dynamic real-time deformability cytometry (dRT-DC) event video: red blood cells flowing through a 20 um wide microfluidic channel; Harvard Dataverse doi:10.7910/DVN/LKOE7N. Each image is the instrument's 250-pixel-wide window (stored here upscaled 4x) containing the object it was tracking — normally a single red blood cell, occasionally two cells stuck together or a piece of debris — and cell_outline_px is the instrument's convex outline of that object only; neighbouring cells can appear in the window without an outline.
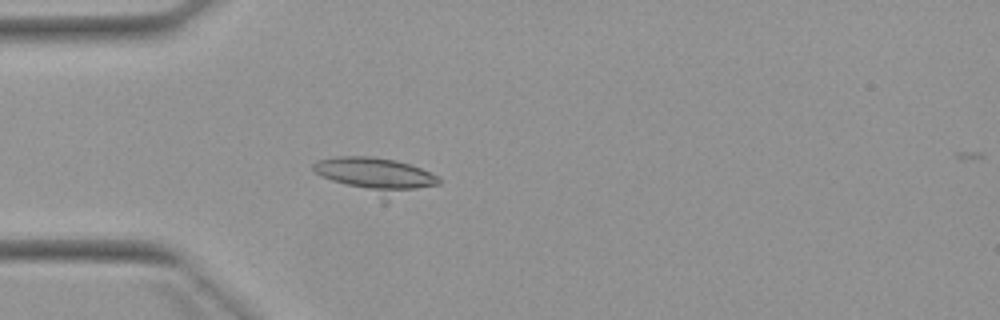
{"species": "Egyptian fruit bat (a non-hibernating species)", "species_latin": "Rousettus aegyptiacus", "temperature_condition": "warm", "stored_images_in_passage": 3, "camera_frame_rate_fps": 3000, "um_per_image_px": 0.085, "animal": {"sex": "female"}, "frame": {"image": 1, "passage_image": 3, "time_ms": 2.333, "image_size_px": [1000, 320], "cell_outline_px": [[440, 184], [388, 204], [384, 204], [320, 176], [312, 168], [312, 164], [316, 160], [336, 156], [372, 156], [396, 160], [420, 168], [440, 176]], "centroid_in_image_um": [31.99, 15.02], "position_along_channel_um": 53.0, "area_um2": 27.8}}